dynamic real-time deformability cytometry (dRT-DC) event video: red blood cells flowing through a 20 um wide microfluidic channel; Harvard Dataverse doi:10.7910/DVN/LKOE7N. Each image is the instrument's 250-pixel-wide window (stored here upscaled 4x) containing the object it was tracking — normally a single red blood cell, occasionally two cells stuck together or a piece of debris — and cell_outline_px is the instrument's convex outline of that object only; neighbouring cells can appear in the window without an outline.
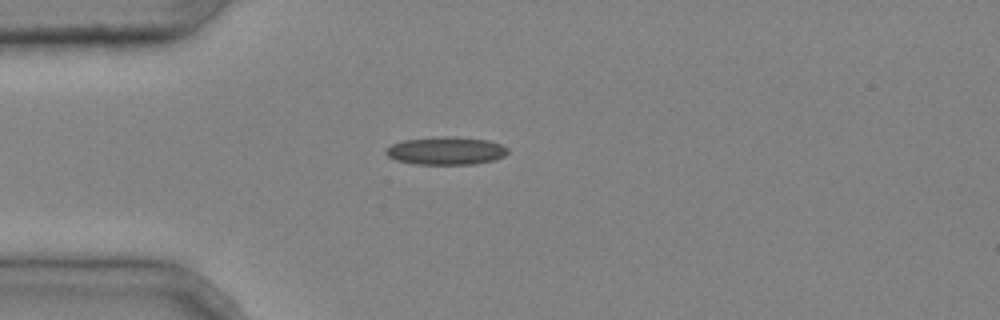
{"species": "common noctule bat (a hibernating species)", "species_latin": "Nyctalus noctula", "temperature_condition": "cold", "stored_images_in_passage": 1, "camera_frame_rate_fps": 3000, "um_per_image_px": 0.085, "animal": {"sex": "male", "body_mass_g": 20.4}, "frame": {"image": 1, "passage_image": 1, "time_ms": 0.0, "image_size_px": [1000, 320], "cell_outline_px": [[508, 152], [504, 156], [496, 160], [476, 164], [412, 164], [396, 160], [388, 156], [384, 152], [392, 144], [404, 140], [440, 136], [448, 136], [488, 140], [500, 144], [508, 148]], "centroid_in_image_um": [37.93, 12.82], "position_along_channel_um": 47.1, "area_um2": 19.88}}